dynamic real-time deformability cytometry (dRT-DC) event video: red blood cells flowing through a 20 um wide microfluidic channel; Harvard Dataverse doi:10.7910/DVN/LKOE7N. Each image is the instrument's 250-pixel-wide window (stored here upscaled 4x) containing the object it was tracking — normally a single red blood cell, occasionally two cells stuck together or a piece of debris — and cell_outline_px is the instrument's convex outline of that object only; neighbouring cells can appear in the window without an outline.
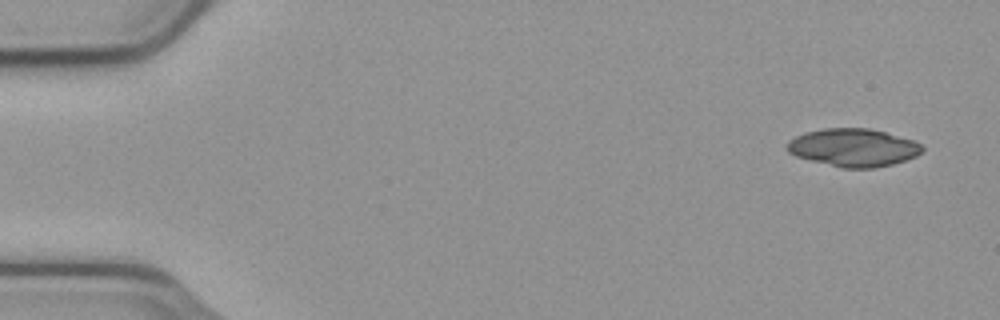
{"species": "common noctule bat (a hibernating species)", "species_latin": "Nyctalus noctula", "temperature_condition": "cold", "stored_images_in_passage": 10, "camera_frame_rate_fps": 3000, "um_per_image_px": 0.085, "animal": {"sex": "male", "body_mass_g": 23.1, "forearm_length_mm": 52.7}, "frame": {"image": 1, "passage_image": 1, "time_ms": 0.0, "image_size_px": [1000, 320], "cell_outline_px": [[924, 148], [916, 156], [892, 164], [872, 168], [840, 168], [796, 156], [788, 152], [784, 148], [784, 144], [788, 140], [804, 132], [824, 128], [868, 128], [916, 140]], "centroid_in_image_um": [72.49, 12.54], "position_along_channel_um": 12.5, "area_um2": 30.0}}